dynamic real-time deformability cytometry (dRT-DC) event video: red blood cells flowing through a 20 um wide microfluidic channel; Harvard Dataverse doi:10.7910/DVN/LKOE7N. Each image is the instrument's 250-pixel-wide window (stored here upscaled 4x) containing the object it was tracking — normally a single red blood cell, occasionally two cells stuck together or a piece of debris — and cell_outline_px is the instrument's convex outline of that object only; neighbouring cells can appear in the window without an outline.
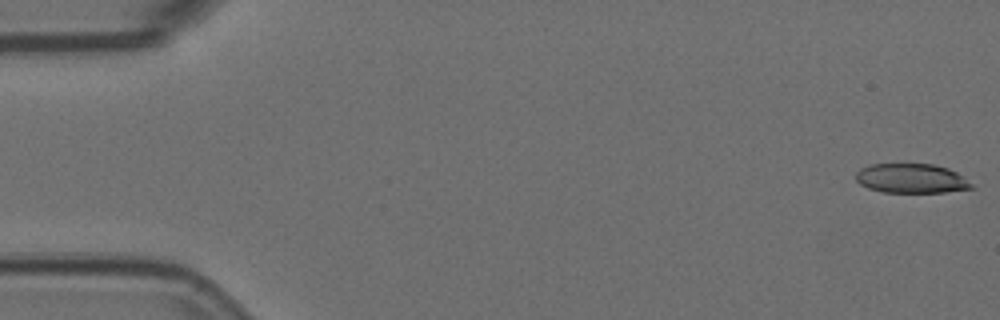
{"species": "Egyptian fruit bat (a non-hibernating species)", "species_latin": "Rousettus aegyptiacus", "temperature_condition": "room temperature", "stored_images_in_passage": 11, "camera_frame_rate_fps": 3000, "um_per_image_px": 0.085, "animal": {"sex": "female"}, "frame": {"image": 1, "passage_image": 1, "time_ms": 0.0, "image_size_px": [1000, 320], "cell_outline_px": [[972, 188], [944, 192], [884, 192], [868, 188], [860, 184], [856, 180], [856, 172], [860, 168], [868, 164], [936, 164], [948, 168], [956, 172], [972, 184]], "centroid_in_image_um": [77.42, 15.15], "position_along_channel_um": 7.6, "area_um2": 19.77}}
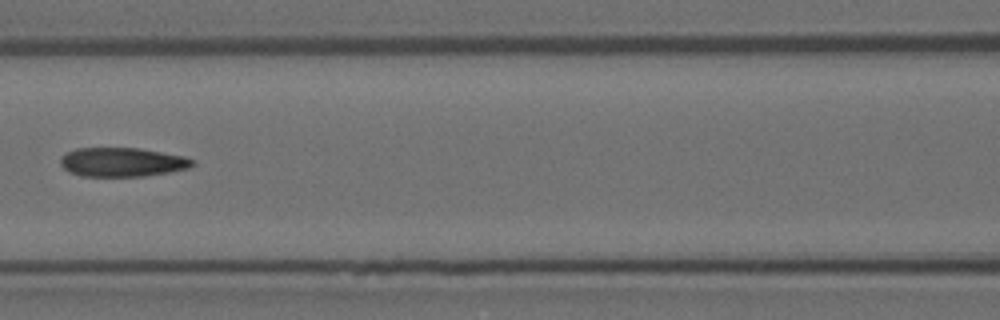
{"frame": {"image": 2, "passage_image": 7, "time_ms": 2.0, "image_size_px": [1000, 320], "cell_outline_px": [[196, 164], [188, 168], [168, 172], [144, 176], [80, 176], [68, 172], [60, 164], [60, 156], [76, 148], [140, 148], [184, 156], [196, 160]], "centroid_in_image_um": [10.39, 13.78], "position_along_channel_um": 156.2, "area_um2": 22.48}}
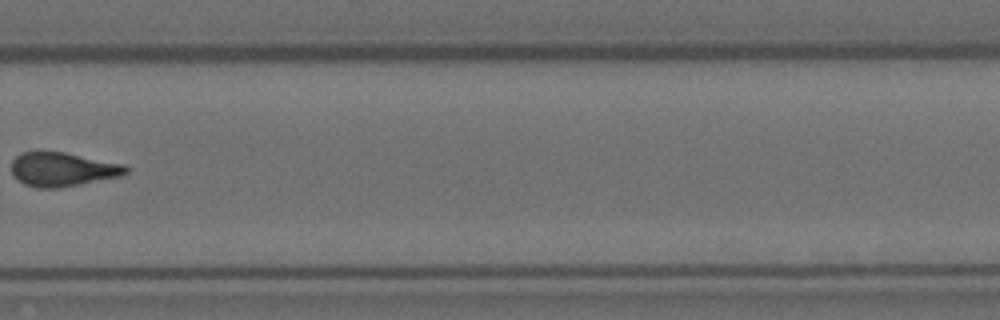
{"frame": {"image": 3, "passage_image": 11, "time_ms": 3.333, "image_size_px": [1000, 320], "cell_outline_px": [[128, 172], [120, 176], [60, 188], [36, 188], [24, 184], [16, 180], [12, 176], [12, 160], [16, 156], [24, 152], [64, 152], [124, 164], [128, 168]], "centroid_in_image_um": [5.29, 14.41], "position_along_channel_um": 324.5, "area_um2": 22.66}}